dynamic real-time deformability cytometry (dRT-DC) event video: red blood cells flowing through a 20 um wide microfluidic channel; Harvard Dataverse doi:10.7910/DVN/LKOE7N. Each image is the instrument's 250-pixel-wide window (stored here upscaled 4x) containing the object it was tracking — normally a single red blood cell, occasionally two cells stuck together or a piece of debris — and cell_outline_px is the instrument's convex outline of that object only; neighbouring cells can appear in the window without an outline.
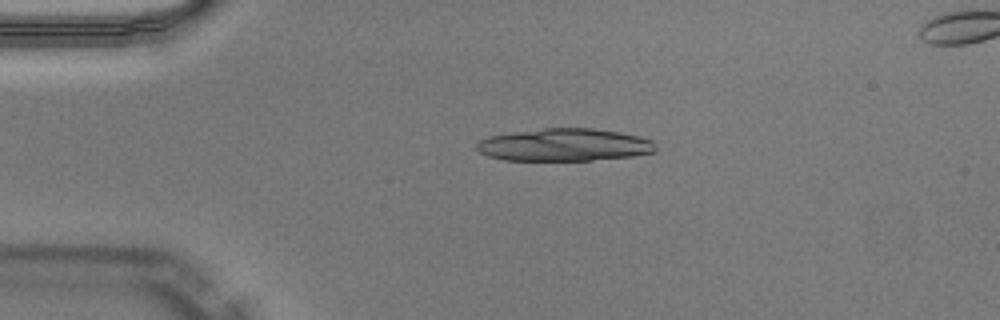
{"species": "Egyptian fruit bat (a non-hibernating species)", "species_latin": "Rousettus aegyptiacus", "temperature_condition": "warm", "stored_images_in_passage": 39, "camera_frame_rate_fps": 3000, "um_per_image_px": 0.085, "animal": {"sex": "male"}, "frame": {"image": 1, "passage_image": 1, "time_ms": 0.0, "image_size_px": [1000, 320], "cell_outline_px": [[656, 152], [636, 156], [592, 160], [504, 160], [488, 156], [480, 152], [476, 148], [476, 144], [480, 140], [488, 136], [508, 132], [544, 128], [592, 128], [620, 132], [640, 136], [652, 140], [656, 144]], "centroid_in_image_um": [47.99, 12.31], "position_along_channel_um": 37.0, "area_um2": 34.33}, "authors_computed_cell_mechanics": {"area_um2": 24.7962, "velocity_mm_per_s": 4.0488, "shape_relaxation_time_tau1_ms": 1.3058, "shape_relaxation_time_tau2_ms": 2.8264, "deformation_change_tau1": 0.2874, "deformation_change_tau2": 0.1281}}